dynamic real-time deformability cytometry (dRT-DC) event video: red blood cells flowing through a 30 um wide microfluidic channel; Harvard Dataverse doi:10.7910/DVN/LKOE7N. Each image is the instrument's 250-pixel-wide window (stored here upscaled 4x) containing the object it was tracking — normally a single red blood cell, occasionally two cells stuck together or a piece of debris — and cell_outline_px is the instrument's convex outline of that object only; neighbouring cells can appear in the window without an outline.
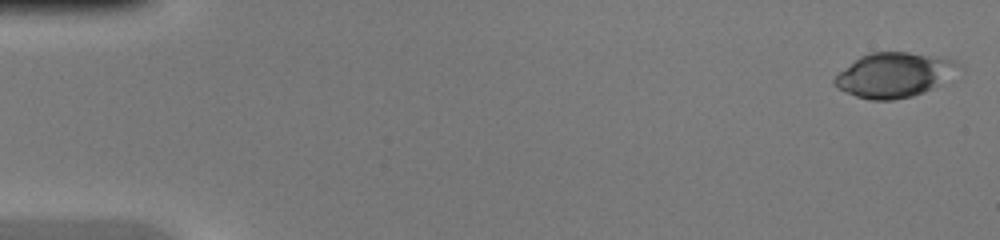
{"species": "common noctule bat (a hibernating species)", "species_latin": "Nyctalus noctula", "temperature_condition": "warm", "stored_images_in_passage": 45, "camera_frame_rate_fps": 3000, "um_per_image_px": 0.085, "animal": {"sex": "female", "body_mass_g": 20.0, "forearm_length_mm": 54.0}, "frame": {"image": 1, "passage_image": 1, "time_ms": 0.0, "image_size_px": [1000, 240], "cell_outline_px": [[964, 68], [940, 84], [924, 92], [912, 96], [892, 100], [872, 100], [856, 96], [844, 92], [836, 88], [832, 84], [832, 80], [840, 72], [860, 56], [868, 52], [908, 52], [956, 60]], "centroid_in_image_um": [76.01, 6.37], "position_along_channel_um": 9.0, "area_um2": 32.37}}
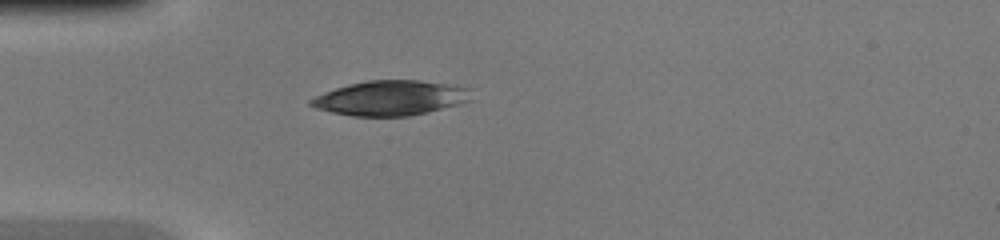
{"frame": {"image": 2, "passage_image": 13, "time_ms": 4.0, "image_size_px": [1000, 240], "cell_outline_px": [[472, 100], [428, 112], [408, 116], [352, 116], [332, 112], [316, 108], [308, 104], [308, 100], [324, 92], [348, 84], [368, 80], [420, 80], [456, 84], [472, 88]], "centroid_in_image_um": [33.25, 8.31], "position_along_channel_um": 51.8, "area_um2": 32.89}}